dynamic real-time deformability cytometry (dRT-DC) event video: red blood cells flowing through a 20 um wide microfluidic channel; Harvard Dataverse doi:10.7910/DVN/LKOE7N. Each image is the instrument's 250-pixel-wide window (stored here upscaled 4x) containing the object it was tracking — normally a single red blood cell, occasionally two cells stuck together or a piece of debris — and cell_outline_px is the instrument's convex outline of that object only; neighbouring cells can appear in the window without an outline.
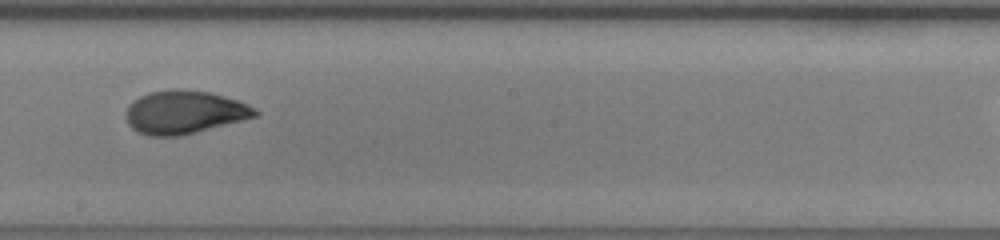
{"species": "human", "species_latin": "Homo sapiens", "temperature_condition": "room temperature", "stored_images_in_passage": 28, "camera_frame_rate_fps": 3000, "um_per_image_px": 0.085, "donor": {"sex": "female"}, "frame": {"image": 1, "passage_image": 13, "time_ms": 4.0, "image_size_px": [1000, 240], "cell_outline_px": [[260, 112], [256, 116], [196, 132], [180, 136], [148, 136], [132, 128], [128, 124], [124, 116], [128, 104], [140, 96], [148, 92], [176, 88], [208, 92], [224, 96], [248, 104], [256, 108]], "centroid_in_image_um": [15.63, 9.53], "position_along_channel_um": 232.6, "area_um2": 32.54}, "authors_computed_cell_mechanics": {"area_um2": 32.1079, "velocity_mm_per_s": 4.2909, "shape_relaxation_time_tau1_ms": 3.9965, "shape_relaxation_time_tau2_ms": 0.8928, "deformation_change_tau1": 0.1666, "deformation_change_tau2": 0.0506}}